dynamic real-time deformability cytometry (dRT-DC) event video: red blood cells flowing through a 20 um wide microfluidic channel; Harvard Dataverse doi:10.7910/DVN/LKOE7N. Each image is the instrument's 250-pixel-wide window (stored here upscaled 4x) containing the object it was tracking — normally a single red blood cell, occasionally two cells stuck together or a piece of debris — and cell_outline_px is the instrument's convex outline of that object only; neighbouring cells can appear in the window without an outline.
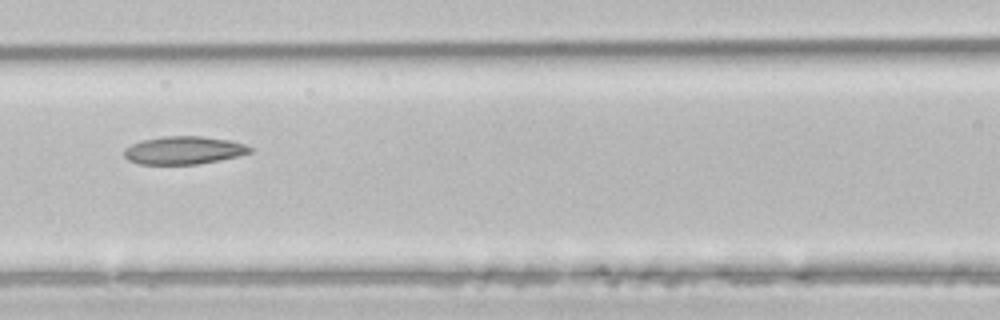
{"species": "common noctule bat (a hibernating species)", "species_latin": "Nyctalus noctula", "temperature_condition": "room temperature", "stored_images_in_passage": 4, "camera_frame_rate_fps": 3000, "um_per_image_px": 0.085, "animal": {"sex": "male", "body_mass_g": 21.5, "forearm_length_mm": 52.0}, "frame": {"image": 1, "passage_image": 4, "time_ms": 1.0, "image_size_px": [1000, 320], "cell_outline_px": [[252, 152], [240, 156], [220, 160], [196, 164], [140, 164], [128, 160], [124, 156], [124, 148], [132, 144], [144, 140], [164, 136], [200, 136], [228, 140], [244, 144], [252, 148]], "centroid_in_image_um": [15.63, 12.78], "position_along_channel_um": 151.0, "area_um2": 20.4}}